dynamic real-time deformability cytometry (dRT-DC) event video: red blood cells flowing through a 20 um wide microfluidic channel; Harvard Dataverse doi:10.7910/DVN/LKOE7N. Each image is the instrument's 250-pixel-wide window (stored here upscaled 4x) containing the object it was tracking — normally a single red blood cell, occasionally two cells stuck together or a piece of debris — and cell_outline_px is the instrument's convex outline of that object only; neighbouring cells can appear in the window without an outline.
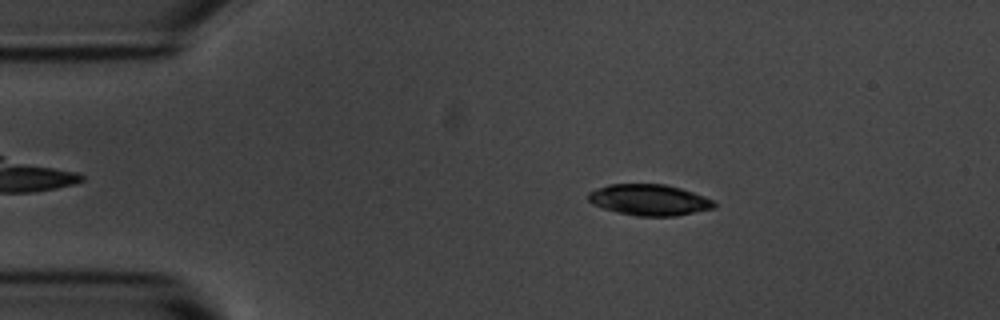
{"species": "common noctule bat (a hibernating species)", "species_latin": "Nyctalus noctula", "temperature_condition": "room temperature", "stored_images_in_passage": 53, "camera_frame_rate_fps": 3000, "um_per_image_px": 0.085, "animal": {"sex": "male", "body_mass_g": 20.1, "forearm_length_mm": 53.5}, "frame": {"image": 1, "passage_image": 9, "time_ms": 2.667, "image_size_px": [1000, 320], "cell_outline_px": [[716, 208], [676, 216], [636, 216], [616, 212], [592, 204], [588, 200], [588, 192], [608, 184], [664, 184], [680, 188], [704, 196], [712, 200], [716, 204]], "centroid_in_image_um": [55.18, 17.0], "position_along_channel_um": 29.8, "area_um2": 22.83}}
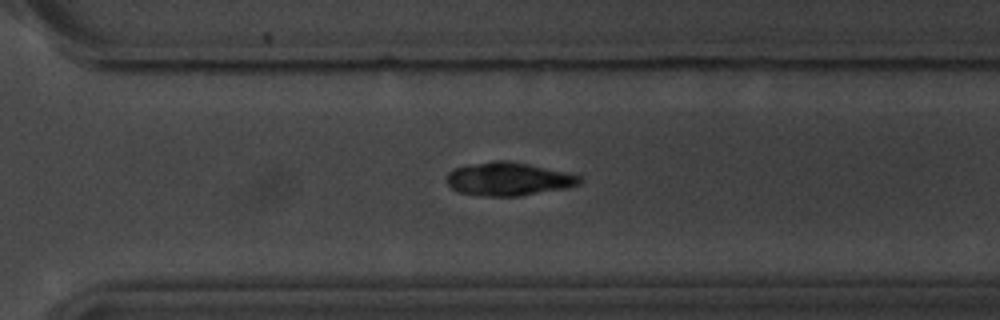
{"frame": {"image": 2, "passage_image": 37, "time_ms": 12.0, "image_size_px": [1000, 320], "cell_outline_px": [[584, 180], [580, 184], [568, 188], [520, 196], [484, 196], [456, 192], [448, 184], [448, 172], [456, 168], [496, 160], [508, 160], [528, 164], [584, 176]], "centroid_in_image_um": [43.29, 15.23], "position_along_channel_um": 327.3, "area_um2": 25.78}}
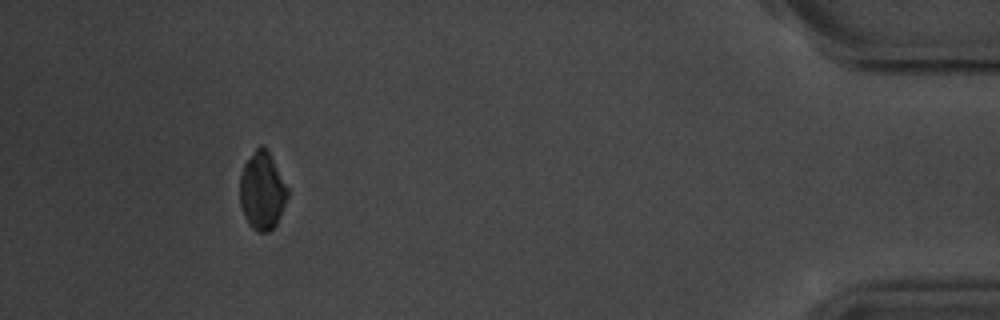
{"frame": {"image": 3, "passage_image": 49, "time_ms": 16.0, "image_size_px": [1000, 320], "cell_outline_px": [[288, 196], [276, 224], [268, 232], [256, 232], [252, 228], [244, 216], [240, 204], [240, 176], [244, 164], [256, 148], [260, 144], [264, 144], [288, 188]], "centroid_in_image_um": [22.27, 16.22], "position_along_channel_um": 412.9, "area_um2": 21.44}, "authors_computed_cell_mechanics": {"area_um2": 24.6806, "velocity_mm_per_s": 3.7068, "shape_relaxation_time_tau1_ms": 3.93, "shape_relaxation_time_tau2_ms": null, "deformation_change_tau1": 0.1191, "deformation_change_tau2": null}}